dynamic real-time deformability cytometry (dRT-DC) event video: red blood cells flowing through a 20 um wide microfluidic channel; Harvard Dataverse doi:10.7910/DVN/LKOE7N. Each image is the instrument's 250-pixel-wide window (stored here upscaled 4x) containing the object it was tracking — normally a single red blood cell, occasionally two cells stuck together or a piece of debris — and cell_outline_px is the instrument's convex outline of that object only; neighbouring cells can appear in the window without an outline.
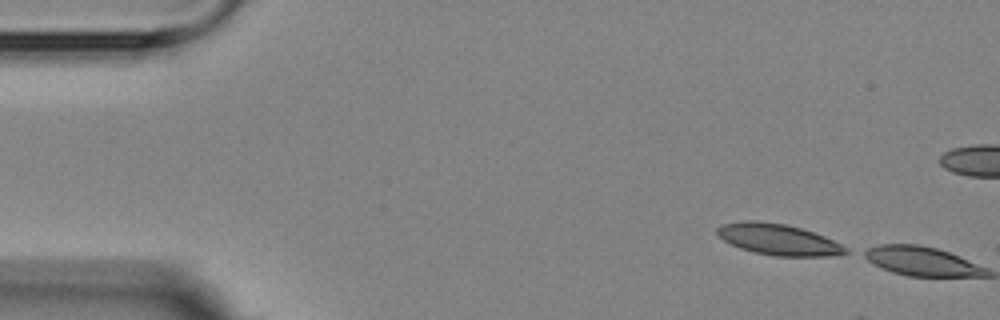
{"species": "Egyptian fruit bat (a non-hibernating species)", "species_latin": "Rousettus aegyptiacus", "temperature_condition": "room temperature", "stored_images_in_passage": 5, "camera_frame_rate_fps": 3000, "um_per_image_px": 0.085, "animal": {"sex": "female"}, "frame": {"image": 1, "passage_image": 1, "time_ms": 0.0, "image_size_px": [1000, 320], "cell_outline_px": [[848, 252], [828, 256], [776, 256], [756, 252], [740, 248], [724, 240], [716, 232], [716, 228], [720, 224], [744, 220], [756, 220], [784, 224], [800, 228], [824, 236], [848, 248]], "centroid_in_image_um": [66.12, 20.34], "position_along_channel_um": 18.9, "area_um2": 23.0}}